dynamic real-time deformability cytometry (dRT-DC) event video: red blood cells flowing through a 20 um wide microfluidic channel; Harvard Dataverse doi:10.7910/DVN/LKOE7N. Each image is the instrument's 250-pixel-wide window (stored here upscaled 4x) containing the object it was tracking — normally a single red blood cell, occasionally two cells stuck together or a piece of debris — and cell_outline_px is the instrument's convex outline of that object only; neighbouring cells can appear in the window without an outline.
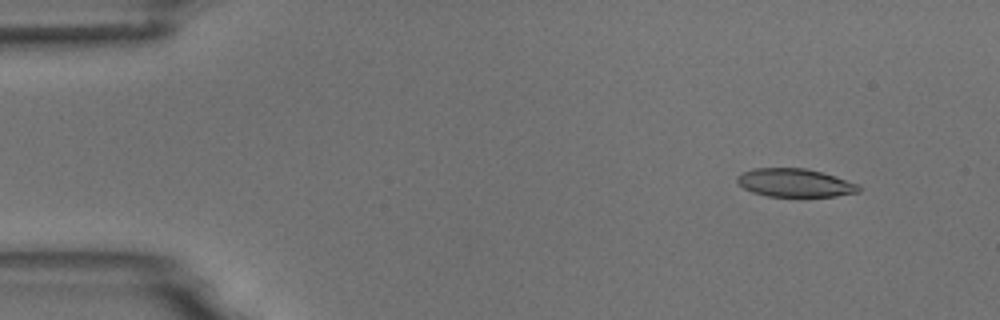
{"species": "common noctule bat (a hibernating species)", "species_latin": "Nyctalus noctula", "temperature_condition": "room temperature", "stored_images_in_passage": 5, "camera_frame_rate_fps": 3000, "um_per_image_px": 0.085, "animal": {"sex": "male", "body_mass_g": 18.8}, "frame": {"image": 1, "passage_image": 1, "time_ms": 0.0, "image_size_px": [1000, 320], "cell_outline_px": [[860, 192], [836, 196], [768, 196], [752, 192], [744, 188], [736, 180], [736, 176], [752, 168], [804, 168], [820, 172], [860, 184]], "centroid_in_image_um": [67.57, 15.54], "position_along_channel_um": 17.4, "area_um2": 19.88}}
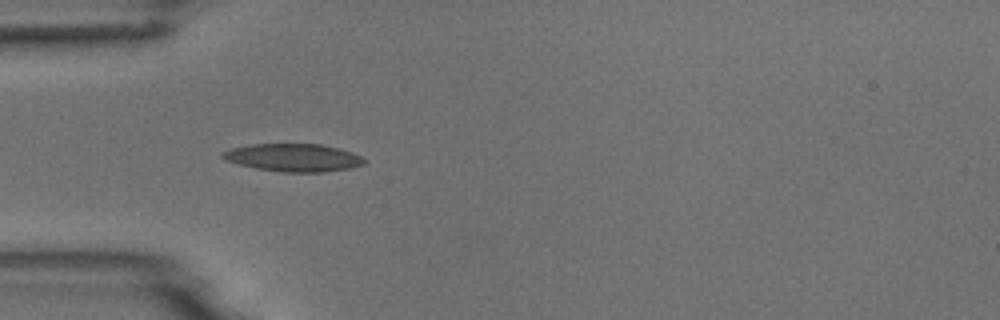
{"frame": {"image": 2, "passage_image": 4, "time_ms": 3.667, "image_size_px": [1000, 320], "cell_outline_px": [[368, 160], [364, 164], [352, 168], [324, 172], [280, 172], [256, 168], [224, 160], [220, 156], [224, 152], [232, 148], [248, 144], [320, 144], [340, 148], [352, 152]], "centroid_in_image_um": [24.97, 13.4], "position_along_channel_um": 60.0, "area_um2": 23.06}}